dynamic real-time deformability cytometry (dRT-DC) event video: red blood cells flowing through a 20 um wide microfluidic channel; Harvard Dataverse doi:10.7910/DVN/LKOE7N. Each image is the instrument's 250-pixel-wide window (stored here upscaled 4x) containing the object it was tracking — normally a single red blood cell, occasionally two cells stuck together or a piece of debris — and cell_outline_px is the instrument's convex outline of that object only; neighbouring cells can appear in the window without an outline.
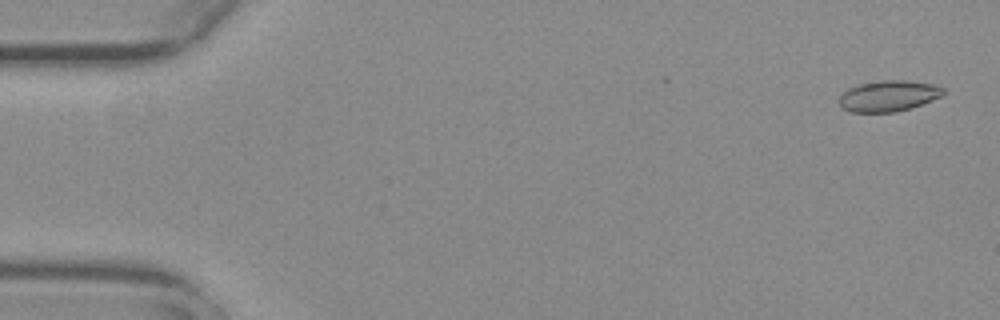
{"species": "common noctule bat (a hibernating species)", "species_latin": "Nyctalus noctula", "temperature_condition": "warm", "stored_images_in_passage": 55, "camera_frame_rate_fps": 3000, "um_per_image_px": 0.085, "animal": {"sex": "female", "body_mass_g": 29.2, "forearm_length_mm": 56.3}, "frame": {"image": 1, "passage_image": 2, "time_ms": 0.333, "image_size_px": [1000, 320], "cell_outline_px": [[944, 92], [940, 96], [912, 108], [896, 112], [852, 112], [844, 108], [840, 104], [840, 96], [848, 88], [860, 84], [880, 80], [904, 80], [932, 84], [944, 88]], "centroid_in_image_um": [75.52, 8.15], "position_along_channel_um": 9.5, "area_um2": 18.55}}
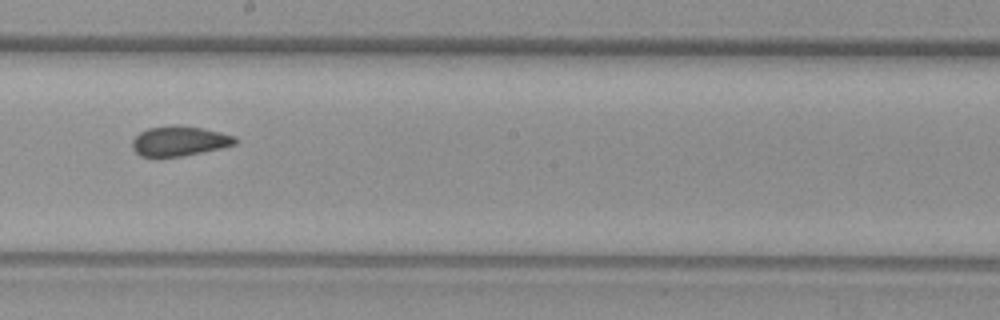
{"frame": {"image": 2, "passage_image": 31, "time_ms": 10.0, "image_size_px": [1000, 320], "cell_outline_px": [[236, 144], [220, 148], [180, 156], [140, 156], [132, 148], [132, 140], [140, 132], [148, 128], [172, 124], [204, 128], [236, 136]], "centroid_in_image_um": [15.24, 11.96], "position_along_channel_um": 233.0, "area_um2": 17.8}}
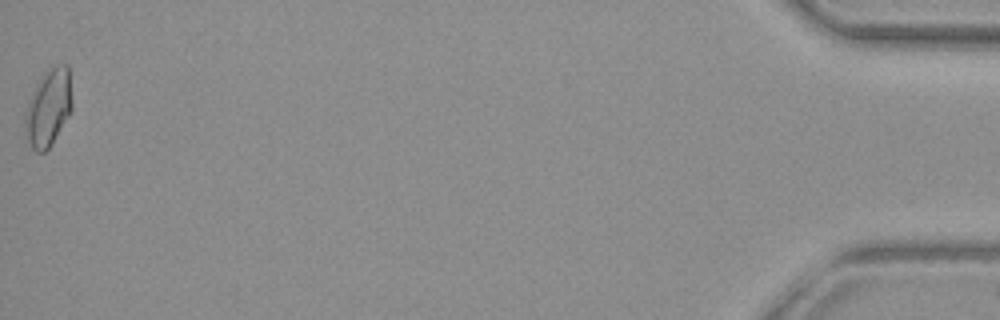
{"frame": {"image": 3, "passage_image": 55, "time_ms": 18.0, "image_size_px": [1000, 320], "cell_outline_px": [[72, 108], [68, 116], [52, 144], [44, 152], [36, 152], [32, 148], [28, 140], [24, 120], [24, 112], [28, 100], [40, 76], [44, 72], [56, 64], [68, 64], [72, 100]], "centroid_in_image_um": [4.11, 9.12], "position_along_channel_um": 431.1, "area_um2": 21.21}, "authors_computed_cell_mechanics": {"area_um2": 18.3804, "velocity_mm_per_s": 3.7818, "shape_relaxation_time_tau1_ms": null, "shape_relaxation_time_tau2_ms": 1.349, "deformation_change_tau1": null, "deformation_change_tau2": 0.0599}}